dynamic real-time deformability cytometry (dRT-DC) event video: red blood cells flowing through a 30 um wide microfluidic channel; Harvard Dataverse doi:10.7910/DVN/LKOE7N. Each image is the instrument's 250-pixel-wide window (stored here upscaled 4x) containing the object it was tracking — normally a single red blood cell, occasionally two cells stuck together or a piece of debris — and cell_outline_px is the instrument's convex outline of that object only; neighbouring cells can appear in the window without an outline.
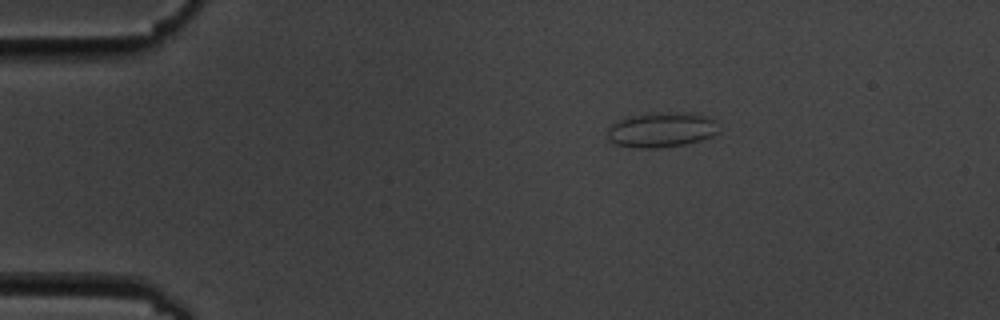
{"species": "common noctule bat (a hibernating species)", "species_latin": "Nyctalus noctula", "temperature_condition": "cold", "stored_images_in_passage": 3, "camera_frame_rate_fps": 3000, "um_per_image_px": 0.085, "animal": {"sex": "male", "body_mass_g": 19.5, "forearm_length_mm": 54.6}, "frame": {"image": 1, "passage_image": 1, "time_ms": 0.0, "image_size_px": [1000, 320], "cell_outline_px": [[720, 132], [712, 136], [700, 140], [684, 144], [656, 148], [636, 148], [616, 144], [608, 140], [608, 128], [612, 124], [624, 116], [668, 112], [692, 112], [712, 116], [716, 120]], "centroid_in_image_um": [56.27, 11.01], "position_along_channel_um": 28.7, "area_um2": 23.12}}